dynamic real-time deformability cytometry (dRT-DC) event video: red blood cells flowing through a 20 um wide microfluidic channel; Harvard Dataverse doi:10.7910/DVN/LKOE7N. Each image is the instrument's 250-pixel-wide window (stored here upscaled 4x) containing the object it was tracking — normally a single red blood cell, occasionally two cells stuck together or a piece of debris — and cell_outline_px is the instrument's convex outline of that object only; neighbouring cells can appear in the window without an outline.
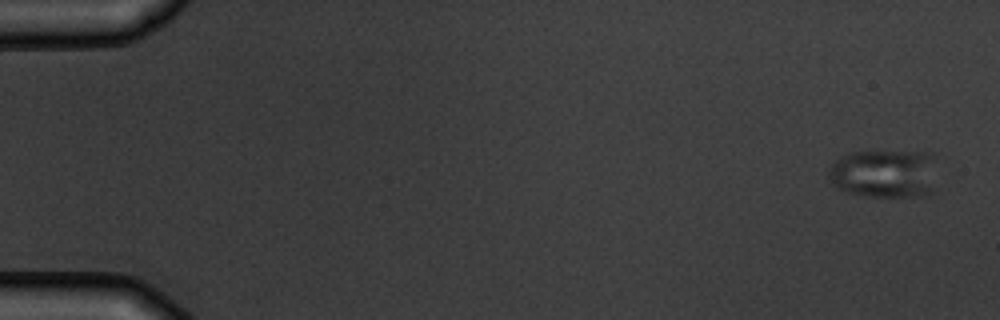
{"species": "common noctule bat (a hibernating species)", "species_latin": "Nyctalus noctula", "temperature_condition": "warm", "stored_images_in_passage": 5, "camera_frame_rate_fps": 3000, "um_per_image_px": 0.085, "animal": {"sex": "male", "body_mass_g": 19.5, "forearm_length_mm": 54.6}, "frame": {"image": 1, "passage_image": 1, "time_ms": 0.0, "image_size_px": [1000, 320], "cell_outline_px": [[932, 192], [920, 196], [868, 196], [848, 192], [840, 188], [828, 176], [828, 172], [832, 164], [840, 156], [848, 152], [932, 152]], "centroid_in_image_um": [75.13, 14.74], "position_along_channel_um": 9.9, "area_um2": 30.0}}